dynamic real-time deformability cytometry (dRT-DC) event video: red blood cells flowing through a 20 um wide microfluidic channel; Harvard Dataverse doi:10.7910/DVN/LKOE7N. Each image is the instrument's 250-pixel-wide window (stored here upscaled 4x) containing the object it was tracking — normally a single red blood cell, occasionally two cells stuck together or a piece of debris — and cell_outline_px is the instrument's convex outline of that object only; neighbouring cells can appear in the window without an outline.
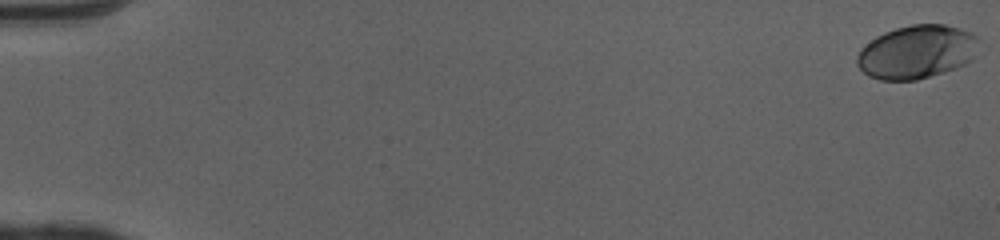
{"species": "human", "species_latin": "Homo sapiens", "temperature_condition": "cold", "stored_images_in_passage": 52, "camera_frame_rate_fps": 3000, "um_per_image_px": 0.085, "donor": {"sex": "female"}, "frame": {"image": 1, "passage_image": 1, "time_ms": 0.0, "image_size_px": [1000, 240], "cell_outline_px": [[980, 40], [972, 60], [956, 68], [944, 72], [916, 80], [880, 80], [868, 76], [856, 64], [856, 56], [860, 48], [876, 36], [884, 32], [896, 28], [912, 24], [944, 24], [972, 32], [980, 36]], "centroid_in_image_um": [77.93, 4.41], "position_along_channel_um": 7.1, "area_um2": 38.26}}
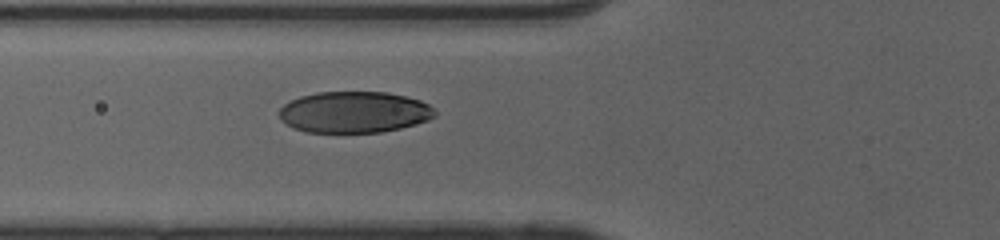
{"frame": {"image": 2, "passage_image": 21, "time_ms": 6.667, "image_size_px": [1000, 240], "cell_outline_px": [[436, 116], [428, 120], [416, 124], [400, 128], [380, 132], [304, 132], [292, 128], [280, 120], [280, 108], [284, 104], [300, 96], [316, 92], [388, 92], [420, 100], [428, 104], [436, 112]], "centroid_in_image_um": [30.09, 9.53], "position_along_channel_um": 95.7, "area_um2": 37.57}}
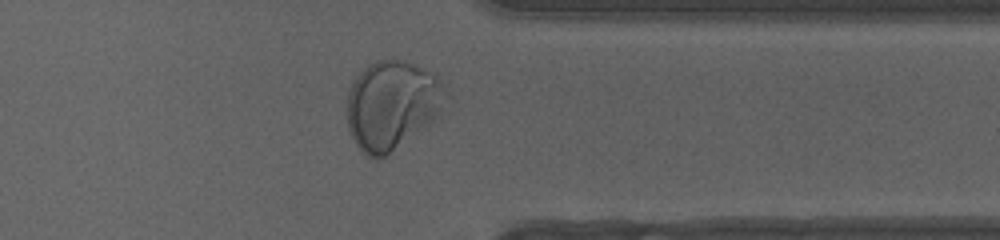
{"frame": {"image": 3, "passage_image": 42, "time_ms": 13.667, "image_size_px": [1000, 240], "cell_outline_px": [[448, 96], [432, 120], [380, 160], [376, 160], [368, 156], [356, 144], [348, 128], [344, 112], [348, 88], [352, 80], [368, 64], [376, 60], [396, 60], [412, 64], [436, 76], [440, 80], [448, 92]], "centroid_in_image_um": [33.22, 8.92], "position_along_channel_um": 378.2, "area_um2": 50.75}, "authors_computed_cell_mechanics": {"area_um2": 38.726, "velocity_mm_per_s": 4.0695, "shape_relaxation_time_tau1_ms": 3.8639, "shape_relaxation_time_tau2_ms": null, "deformation_change_tau1": 0.192, "deformation_change_tau2": null}}